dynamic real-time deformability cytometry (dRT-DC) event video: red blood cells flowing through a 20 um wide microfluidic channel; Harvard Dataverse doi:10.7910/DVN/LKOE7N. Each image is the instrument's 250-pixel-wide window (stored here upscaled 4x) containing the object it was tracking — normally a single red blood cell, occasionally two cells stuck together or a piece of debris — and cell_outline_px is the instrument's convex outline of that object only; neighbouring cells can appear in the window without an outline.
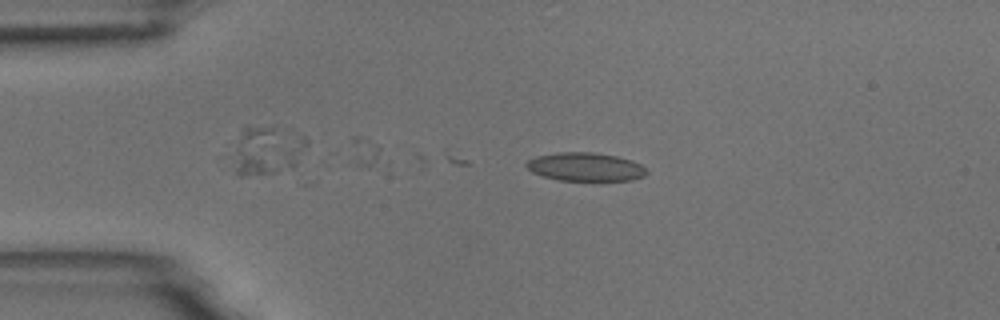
{"species": "common noctule bat (a hibernating species)", "species_latin": "Nyctalus noctula", "temperature_condition": "room temperature", "stored_images_in_passage": 10, "camera_frame_rate_fps": 3000, "um_per_image_px": 0.085, "animal": {"sex": "male", "body_mass_g": 18.8}, "frame": {"image": 1, "passage_image": 1, "time_ms": 0.0, "image_size_px": [1000, 320], "cell_outline_px": [[648, 172], [644, 176], [632, 180], [560, 180], [544, 176], [532, 172], [524, 164], [528, 160], [536, 156], [560, 152], [596, 152], [616, 156], [632, 160], [648, 168]], "centroid_in_image_um": [49.79, 14.17], "position_along_channel_um": 35.2, "area_um2": 19.94}}